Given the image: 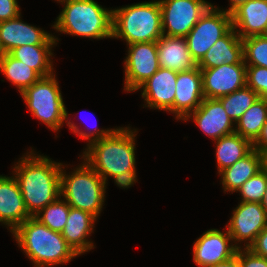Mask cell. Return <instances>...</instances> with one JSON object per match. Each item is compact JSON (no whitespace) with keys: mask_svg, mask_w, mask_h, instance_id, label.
I'll return each instance as SVG.
<instances>
[{"mask_svg":"<svg viewBox=\"0 0 267 267\" xmlns=\"http://www.w3.org/2000/svg\"><path fill=\"white\" fill-rule=\"evenodd\" d=\"M66 124L80 138L89 141L82 159L107 183L108 177H115L129 170H136V129L117 127L115 129L80 130L68 120Z\"/></svg>","mask_w":267,"mask_h":267,"instance_id":"6da1fadb","label":"cell"},{"mask_svg":"<svg viewBox=\"0 0 267 267\" xmlns=\"http://www.w3.org/2000/svg\"><path fill=\"white\" fill-rule=\"evenodd\" d=\"M27 152L13 167L25 208L31 217L61 196V167L47 156Z\"/></svg>","mask_w":267,"mask_h":267,"instance_id":"7a4b0ae2","label":"cell"},{"mask_svg":"<svg viewBox=\"0 0 267 267\" xmlns=\"http://www.w3.org/2000/svg\"><path fill=\"white\" fill-rule=\"evenodd\" d=\"M12 235L35 267L66 264L79 256L59 232L30 217Z\"/></svg>","mask_w":267,"mask_h":267,"instance_id":"3957f363","label":"cell"},{"mask_svg":"<svg viewBox=\"0 0 267 267\" xmlns=\"http://www.w3.org/2000/svg\"><path fill=\"white\" fill-rule=\"evenodd\" d=\"M64 5L53 27L60 33L91 39L113 37V9L94 0H63Z\"/></svg>","mask_w":267,"mask_h":267,"instance_id":"277c9868","label":"cell"},{"mask_svg":"<svg viewBox=\"0 0 267 267\" xmlns=\"http://www.w3.org/2000/svg\"><path fill=\"white\" fill-rule=\"evenodd\" d=\"M162 35V13L158 0L113 9L112 38H120L130 45L156 42Z\"/></svg>","mask_w":267,"mask_h":267,"instance_id":"5b68a950","label":"cell"},{"mask_svg":"<svg viewBox=\"0 0 267 267\" xmlns=\"http://www.w3.org/2000/svg\"><path fill=\"white\" fill-rule=\"evenodd\" d=\"M71 173L61 167V196L68 205L99 217L105 201L106 182L85 161Z\"/></svg>","mask_w":267,"mask_h":267,"instance_id":"8992f818","label":"cell"},{"mask_svg":"<svg viewBox=\"0 0 267 267\" xmlns=\"http://www.w3.org/2000/svg\"><path fill=\"white\" fill-rule=\"evenodd\" d=\"M55 74L41 77L20 95L33 117L52 131H58L67 121V111Z\"/></svg>","mask_w":267,"mask_h":267,"instance_id":"52a82bcc","label":"cell"},{"mask_svg":"<svg viewBox=\"0 0 267 267\" xmlns=\"http://www.w3.org/2000/svg\"><path fill=\"white\" fill-rule=\"evenodd\" d=\"M232 28L231 14L211 5L185 36L188 49L198 63L208 49Z\"/></svg>","mask_w":267,"mask_h":267,"instance_id":"ba28073f","label":"cell"},{"mask_svg":"<svg viewBox=\"0 0 267 267\" xmlns=\"http://www.w3.org/2000/svg\"><path fill=\"white\" fill-rule=\"evenodd\" d=\"M162 13V33L185 37L212 5L205 0H158Z\"/></svg>","mask_w":267,"mask_h":267,"instance_id":"9c48e42d","label":"cell"},{"mask_svg":"<svg viewBox=\"0 0 267 267\" xmlns=\"http://www.w3.org/2000/svg\"><path fill=\"white\" fill-rule=\"evenodd\" d=\"M124 65V90L135 92L137 88L160 68L156 42L132 43Z\"/></svg>","mask_w":267,"mask_h":267,"instance_id":"30bf717a","label":"cell"},{"mask_svg":"<svg viewBox=\"0 0 267 267\" xmlns=\"http://www.w3.org/2000/svg\"><path fill=\"white\" fill-rule=\"evenodd\" d=\"M226 225L234 245L241 248L238 244L244 241L245 248H249L257 235L267 227V213L261 203L240 202Z\"/></svg>","mask_w":267,"mask_h":267,"instance_id":"8fae6325","label":"cell"},{"mask_svg":"<svg viewBox=\"0 0 267 267\" xmlns=\"http://www.w3.org/2000/svg\"><path fill=\"white\" fill-rule=\"evenodd\" d=\"M205 98L218 99L246 86L244 59L237 64H222L211 69H200Z\"/></svg>","mask_w":267,"mask_h":267,"instance_id":"7c38bea8","label":"cell"},{"mask_svg":"<svg viewBox=\"0 0 267 267\" xmlns=\"http://www.w3.org/2000/svg\"><path fill=\"white\" fill-rule=\"evenodd\" d=\"M232 242L227 229H209L194 242L193 261L199 267H208L228 260L238 249Z\"/></svg>","mask_w":267,"mask_h":267,"instance_id":"4fadbf2b","label":"cell"},{"mask_svg":"<svg viewBox=\"0 0 267 267\" xmlns=\"http://www.w3.org/2000/svg\"><path fill=\"white\" fill-rule=\"evenodd\" d=\"M20 18L21 15L0 22V43L5 53L24 45H57L56 36L24 23Z\"/></svg>","mask_w":267,"mask_h":267,"instance_id":"5bb4252c","label":"cell"},{"mask_svg":"<svg viewBox=\"0 0 267 267\" xmlns=\"http://www.w3.org/2000/svg\"><path fill=\"white\" fill-rule=\"evenodd\" d=\"M191 117L202 132L213 141L235 133V123L227 115L218 99L204 98L196 110L190 113L183 121L186 122Z\"/></svg>","mask_w":267,"mask_h":267,"instance_id":"9a60e30c","label":"cell"},{"mask_svg":"<svg viewBox=\"0 0 267 267\" xmlns=\"http://www.w3.org/2000/svg\"><path fill=\"white\" fill-rule=\"evenodd\" d=\"M178 72L160 67L156 73L143 82L142 98L151 109H160L174 114V98Z\"/></svg>","mask_w":267,"mask_h":267,"instance_id":"2e32d148","label":"cell"},{"mask_svg":"<svg viewBox=\"0 0 267 267\" xmlns=\"http://www.w3.org/2000/svg\"><path fill=\"white\" fill-rule=\"evenodd\" d=\"M202 73L197 66L194 69L178 72L174 114L177 120H184L202 103L204 99Z\"/></svg>","mask_w":267,"mask_h":267,"instance_id":"e0dca14e","label":"cell"},{"mask_svg":"<svg viewBox=\"0 0 267 267\" xmlns=\"http://www.w3.org/2000/svg\"><path fill=\"white\" fill-rule=\"evenodd\" d=\"M30 217L15 177L0 175V222L12 233Z\"/></svg>","mask_w":267,"mask_h":267,"instance_id":"ac0fdd59","label":"cell"},{"mask_svg":"<svg viewBox=\"0 0 267 267\" xmlns=\"http://www.w3.org/2000/svg\"><path fill=\"white\" fill-rule=\"evenodd\" d=\"M232 27L241 39L267 35V0H249L231 13Z\"/></svg>","mask_w":267,"mask_h":267,"instance_id":"d6986e66","label":"cell"},{"mask_svg":"<svg viewBox=\"0 0 267 267\" xmlns=\"http://www.w3.org/2000/svg\"><path fill=\"white\" fill-rule=\"evenodd\" d=\"M96 220L91 213L70 207L61 235L78 255L95 248L88 238L94 230Z\"/></svg>","mask_w":267,"mask_h":267,"instance_id":"ffe728a7","label":"cell"},{"mask_svg":"<svg viewBox=\"0 0 267 267\" xmlns=\"http://www.w3.org/2000/svg\"><path fill=\"white\" fill-rule=\"evenodd\" d=\"M244 59L243 42L232 27L218 39L197 63L200 69H211L222 64H237Z\"/></svg>","mask_w":267,"mask_h":267,"instance_id":"44dd1931","label":"cell"},{"mask_svg":"<svg viewBox=\"0 0 267 267\" xmlns=\"http://www.w3.org/2000/svg\"><path fill=\"white\" fill-rule=\"evenodd\" d=\"M159 65L176 72L191 70L197 67L185 37L162 35L157 41Z\"/></svg>","mask_w":267,"mask_h":267,"instance_id":"7402d4cb","label":"cell"},{"mask_svg":"<svg viewBox=\"0 0 267 267\" xmlns=\"http://www.w3.org/2000/svg\"><path fill=\"white\" fill-rule=\"evenodd\" d=\"M261 170L260 156L256 149H252L242 159L236 161L219 172L224 193L237 192L239 188L253 175Z\"/></svg>","mask_w":267,"mask_h":267,"instance_id":"603a6c76","label":"cell"},{"mask_svg":"<svg viewBox=\"0 0 267 267\" xmlns=\"http://www.w3.org/2000/svg\"><path fill=\"white\" fill-rule=\"evenodd\" d=\"M218 173L232 166L236 161L246 156L252 149V143L240 134L233 133L214 140Z\"/></svg>","mask_w":267,"mask_h":267,"instance_id":"cb8c5ba5","label":"cell"},{"mask_svg":"<svg viewBox=\"0 0 267 267\" xmlns=\"http://www.w3.org/2000/svg\"><path fill=\"white\" fill-rule=\"evenodd\" d=\"M55 45H24L11 50L9 54L34 69L41 77L54 74L52 48Z\"/></svg>","mask_w":267,"mask_h":267,"instance_id":"d4e9b609","label":"cell"},{"mask_svg":"<svg viewBox=\"0 0 267 267\" xmlns=\"http://www.w3.org/2000/svg\"><path fill=\"white\" fill-rule=\"evenodd\" d=\"M267 121V101L258 98L235 123V133L253 143Z\"/></svg>","mask_w":267,"mask_h":267,"instance_id":"484cf974","label":"cell"},{"mask_svg":"<svg viewBox=\"0 0 267 267\" xmlns=\"http://www.w3.org/2000/svg\"><path fill=\"white\" fill-rule=\"evenodd\" d=\"M0 71L22 93L27 87L33 85L41 76L31 67L12 57L9 53L0 61Z\"/></svg>","mask_w":267,"mask_h":267,"instance_id":"4316f807","label":"cell"},{"mask_svg":"<svg viewBox=\"0 0 267 267\" xmlns=\"http://www.w3.org/2000/svg\"><path fill=\"white\" fill-rule=\"evenodd\" d=\"M258 98L256 92L245 86L218 100L222 103L227 115L236 123Z\"/></svg>","mask_w":267,"mask_h":267,"instance_id":"83f0119b","label":"cell"},{"mask_svg":"<svg viewBox=\"0 0 267 267\" xmlns=\"http://www.w3.org/2000/svg\"><path fill=\"white\" fill-rule=\"evenodd\" d=\"M69 210L70 206L60 196L56 201L48 204L33 217L51 230L61 233L66 225Z\"/></svg>","mask_w":267,"mask_h":267,"instance_id":"f1b7e54d","label":"cell"},{"mask_svg":"<svg viewBox=\"0 0 267 267\" xmlns=\"http://www.w3.org/2000/svg\"><path fill=\"white\" fill-rule=\"evenodd\" d=\"M246 65L267 68V35H255L242 39Z\"/></svg>","mask_w":267,"mask_h":267,"instance_id":"f546056e","label":"cell"},{"mask_svg":"<svg viewBox=\"0 0 267 267\" xmlns=\"http://www.w3.org/2000/svg\"><path fill=\"white\" fill-rule=\"evenodd\" d=\"M267 187V173L262 169L248 179L237 192L241 194L240 202L261 203Z\"/></svg>","mask_w":267,"mask_h":267,"instance_id":"4dcf8cb0","label":"cell"},{"mask_svg":"<svg viewBox=\"0 0 267 267\" xmlns=\"http://www.w3.org/2000/svg\"><path fill=\"white\" fill-rule=\"evenodd\" d=\"M246 86L267 101V68L246 65Z\"/></svg>","mask_w":267,"mask_h":267,"instance_id":"1f68e13d","label":"cell"},{"mask_svg":"<svg viewBox=\"0 0 267 267\" xmlns=\"http://www.w3.org/2000/svg\"><path fill=\"white\" fill-rule=\"evenodd\" d=\"M240 267H267V258L253 253L248 248H239Z\"/></svg>","mask_w":267,"mask_h":267,"instance_id":"d6a6232c","label":"cell"},{"mask_svg":"<svg viewBox=\"0 0 267 267\" xmlns=\"http://www.w3.org/2000/svg\"><path fill=\"white\" fill-rule=\"evenodd\" d=\"M17 0H0V22L14 19L21 15Z\"/></svg>","mask_w":267,"mask_h":267,"instance_id":"836d02e7","label":"cell"},{"mask_svg":"<svg viewBox=\"0 0 267 267\" xmlns=\"http://www.w3.org/2000/svg\"><path fill=\"white\" fill-rule=\"evenodd\" d=\"M248 249L259 256L267 258V227L257 235V238Z\"/></svg>","mask_w":267,"mask_h":267,"instance_id":"e575fe53","label":"cell"},{"mask_svg":"<svg viewBox=\"0 0 267 267\" xmlns=\"http://www.w3.org/2000/svg\"><path fill=\"white\" fill-rule=\"evenodd\" d=\"M113 178L117 186H119L120 188L128 189L135 182H137L136 170L126 171L125 173L119 174Z\"/></svg>","mask_w":267,"mask_h":267,"instance_id":"d590c367","label":"cell"},{"mask_svg":"<svg viewBox=\"0 0 267 267\" xmlns=\"http://www.w3.org/2000/svg\"><path fill=\"white\" fill-rule=\"evenodd\" d=\"M208 267H240L239 264V248L236 251V254L229 258L228 260H225L223 262L208 266Z\"/></svg>","mask_w":267,"mask_h":267,"instance_id":"8d00e7d4","label":"cell"},{"mask_svg":"<svg viewBox=\"0 0 267 267\" xmlns=\"http://www.w3.org/2000/svg\"><path fill=\"white\" fill-rule=\"evenodd\" d=\"M253 147H267V121L261 129L258 138L252 143Z\"/></svg>","mask_w":267,"mask_h":267,"instance_id":"74e56055","label":"cell"},{"mask_svg":"<svg viewBox=\"0 0 267 267\" xmlns=\"http://www.w3.org/2000/svg\"><path fill=\"white\" fill-rule=\"evenodd\" d=\"M256 149L260 156L261 169L267 173V147H253Z\"/></svg>","mask_w":267,"mask_h":267,"instance_id":"f35d334b","label":"cell"},{"mask_svg":"<svg viewBox=\"0 0 267 267\" xmlns=\"http://www.w3.org/2000/svg\"><path fill=\"white\" fill-rule=\"evenodd\" d=\"M249 0H230V7L229 9H226L225 11L229 14H231L236 8H238L240 5L248 2Z\"/></svg>","mask_w":267,"mask_h":267,"instance_id":"ab89813d","label":"cell"},{"mask_svg":"<svg viewBox=\"0 0 267 267\" xmlns=\"http://www.w3.org/2000/svg\"><path fill=\"white\" fill-rule=\"evenodd\" d=\"M261 206L263 207V209L266 211L267 213V187H266V192L263 196V199L261 201Z\"/></svg>","mask_w":267,"mask_h":267,"instance_id":"60d3db41","label":"cell"},{"mask_svg":"<svg viewBox=\"0 0 267 267\" xmlns=\"http://www.w3.org/2000/svg\"><path fill=\"white\" fill-rule=\"evenodd\" d=\"M5 51L3 50L2 46H1V43H0V61L1 59L5 56Z\"/></svg>","mask_w":267,"mask_h":267,"instance_id":"b9f144b4","label":"cell"}]
</instances>
